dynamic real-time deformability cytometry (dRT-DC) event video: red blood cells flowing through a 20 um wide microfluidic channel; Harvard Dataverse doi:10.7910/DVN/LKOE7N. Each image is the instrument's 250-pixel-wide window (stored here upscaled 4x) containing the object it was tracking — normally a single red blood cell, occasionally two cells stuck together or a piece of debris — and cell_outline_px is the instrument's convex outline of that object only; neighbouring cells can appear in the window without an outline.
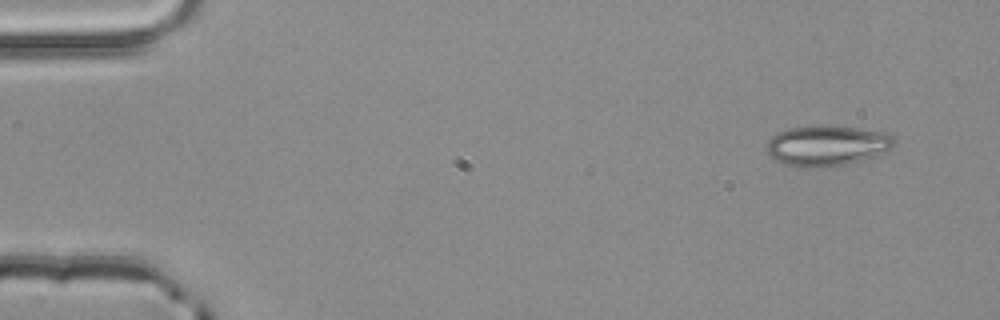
{"species": "common noctule bat (a hibernating species)", "species_latin": "Nyctalus noctula", "temperature_condition": "room temperature", "stored_images_in_passage": 3, "camera_frame_rate_fps": 3000, "um_per_image_px": 0.085, "animal": {"sex": "male", "body_mass_g": 20.4}, "frame": {"image": 1, "passage_image": 1, "time_ms": 0.0, "image_size_px": [1000, 320], "cell_outline_px": [[896, 144], [892, 148], [872, 156], [848, 164], [824, 168], [796, 168], [784, 164], [768, 156], [764, 148], [768, 140], [776, 132], [788, 128], [812, 124], [828, 124], [884, 132], [892, 136], [896, 140]], "centroid_in_image_um": [70.21, 12.37], "position_along_channel_um": 14.8, "area_um2": 30.98}}